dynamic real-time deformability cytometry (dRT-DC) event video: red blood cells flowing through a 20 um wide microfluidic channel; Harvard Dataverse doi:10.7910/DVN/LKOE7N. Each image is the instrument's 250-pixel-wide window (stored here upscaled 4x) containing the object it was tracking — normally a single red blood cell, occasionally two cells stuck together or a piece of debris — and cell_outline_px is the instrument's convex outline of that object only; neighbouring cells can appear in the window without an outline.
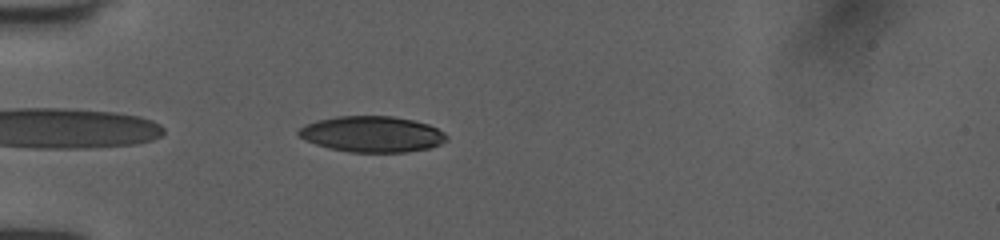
{"species": "human", "species_latin": "Homo sapiens", "temperature_condition": "room temperature", "stored_images_in_passage": 38, "camera_frame_rate_fps": 3000, "um_per_image_px": 0.085, "donor": {"sex": "female"}, "frame": {"image": 1, "passage_image": 2, "time_ms": 0.333, "image_size_px": [1000, 240], "cell_outline_px": [[448, 140], [440, 144], [428, 148], [404, 152], [348, 152], [328, 148], [304, 140], [296, 132], [304, 124], [316, 120], [336, 116], [392, 116], [412, 120], [428, 124], [444, 132], [448, 136]], "centroid_in_image_um": [31.6, 11.4], "position_along_channel_um": 53.4, "area_um2": 31.1}}
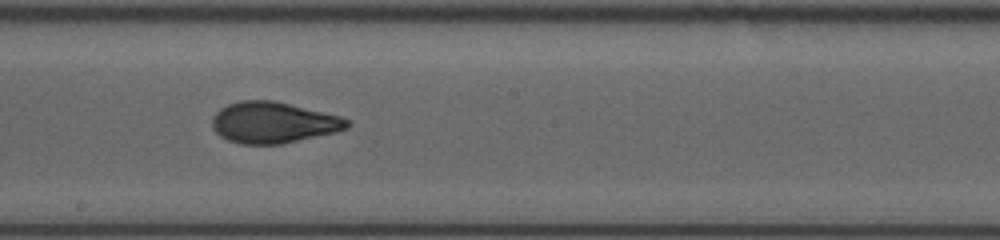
{"frame": {"image": 2, "passage_image": 16, "time_ms": 5.0, "image_size_px": [1000, 240], "cell_outline_px": [[352, 124], [348, 128], [336, 132], [280, 144], [240, 144], [228, 140], [220, 136], [212, 128], [212, 116], [220, 108], [228, 104], [240, 100], [272, 100], [340, 116], [348, 120]], "centroid_in_image_um": [23.2, 10.42], "position_along_channel_um": 225.0, "area_um2": 32.31}}
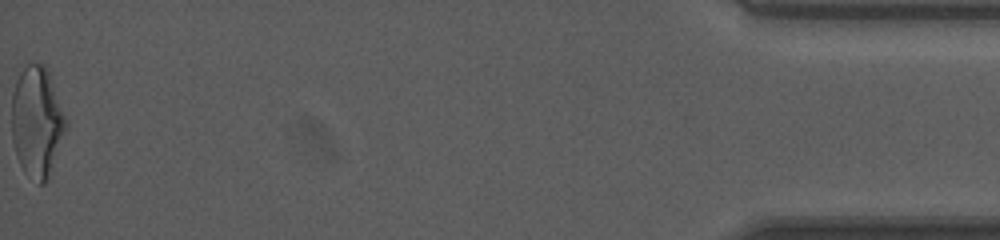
{"frame": {"image": 3, "passage_image": 38, "time_ms": 12.333, "image_size_px": [1000, 240], "cell_outline_px": [[68, 124], [48, 176], [44, 184], [40, 184], [24, 172], [16, 156], [12, 140], [12, 92], [16, 68], [24, 64], [44, 64], [48, 72]], "centroid_in_image_um": [3.08, 10.27], "position_along_channel_um": 432.1, "area_um2": 35.03}, "authors_computed_cell_mechanics": {"area_um2": 31.9056, "velocity_mm_per_s": 4.039, "shape_relaxation_time_tau1_ms": 5.3972, "shape_relaxation_time_tau2_ms": 1.0496, "deformation_change_tau1": 0.188, "deformation_change_tau2": 0.0661}}